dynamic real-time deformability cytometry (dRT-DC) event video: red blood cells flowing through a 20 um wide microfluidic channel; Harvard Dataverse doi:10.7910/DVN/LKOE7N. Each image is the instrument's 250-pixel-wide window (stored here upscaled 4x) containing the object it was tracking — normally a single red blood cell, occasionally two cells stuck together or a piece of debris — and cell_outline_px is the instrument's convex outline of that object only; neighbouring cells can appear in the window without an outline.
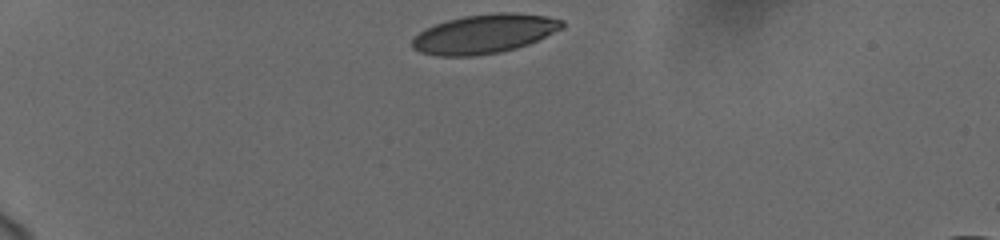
{"species": "human", "species_latin": "Homo sapiens", "temperature_condition": "cold", "stored_images_in_passage": 36, "camera_frame_rate_fps": 3000, "um_per_image_px": 0.085, "donor": {"sex": "female"}, "frame": {"image": 1, "passage_image": 1, "time_ms": 0.0, "image_size_px": [1000, 240], "cell_outline_px": [[564, 28], [528, 44], [516, 48], [500, 52], [472, 56], [440, 56], [420, 52], [412, 48], [412, 40], [424, 28], [448, 20], [464, 16], [496, 12], [516, 12], [548, 16], [564, 20]], "centroid_in_image_um": [41.2, 2.87], "position_along_channel_um": 43.8, "area_um2": 34.22}}
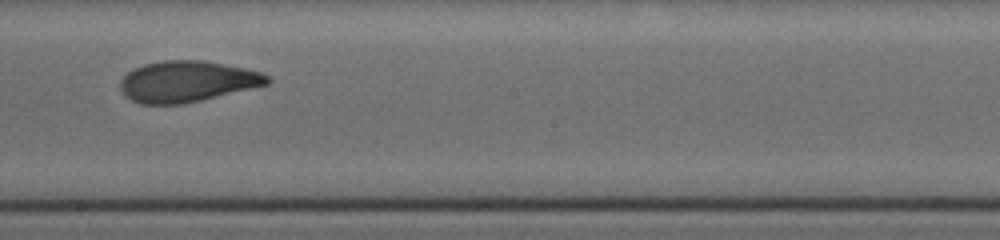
{"frame": {"image": 2, "passage_image": 21, "time_ms": 6.667, "image_size_px": [1000, 240], "cell_outline_px": [[272, 80], [268, 84], [200, 100], [180, 104], [140, 104], [124, 96], [120, 88], [120, 80], [132, 68], [144, 64], [164, 60], [200, 60], [244, 68], [260, 72], [268, 76]], "centroid_in_image_um": [15.86, 6.92], "position_along_channel_um": 232.3, "area_um2": 34.91}}
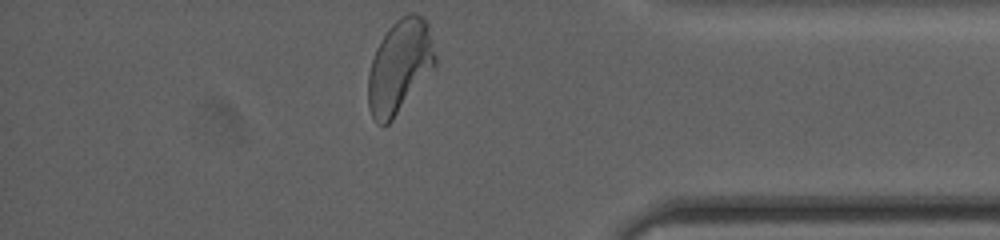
{"frame": {"image": 3, "passage_image": 36, "time_ms": 11.667, "image_size_px": [1000, 240], "cell_outline_px": [[436, 64], [392, 120], [388, 124], [376, 124], [368, 108], [368, 76], [372, 60], [376, 48], [380, 40], [388, 28], [400, 16], [408, 12], [416, 12], [424, 16], [428, 24], [436, 56]], "centroid_in_image_um": [33.96, 5.6], "position_along_channel_um": 401.2, "area_um2": 36.36}, "authors_computed_cell_mechanics": {"area_um2": 35.1713, "velocity_mm_per_s": 3.7069, "shape_relaxation_time_tau1_ms": 3.2912, "shape_relaxation_time_tau2_ms": 1.4142, "deformation_change_tau1": 0.1619, "deformation_change_tau2": 0.0816}}